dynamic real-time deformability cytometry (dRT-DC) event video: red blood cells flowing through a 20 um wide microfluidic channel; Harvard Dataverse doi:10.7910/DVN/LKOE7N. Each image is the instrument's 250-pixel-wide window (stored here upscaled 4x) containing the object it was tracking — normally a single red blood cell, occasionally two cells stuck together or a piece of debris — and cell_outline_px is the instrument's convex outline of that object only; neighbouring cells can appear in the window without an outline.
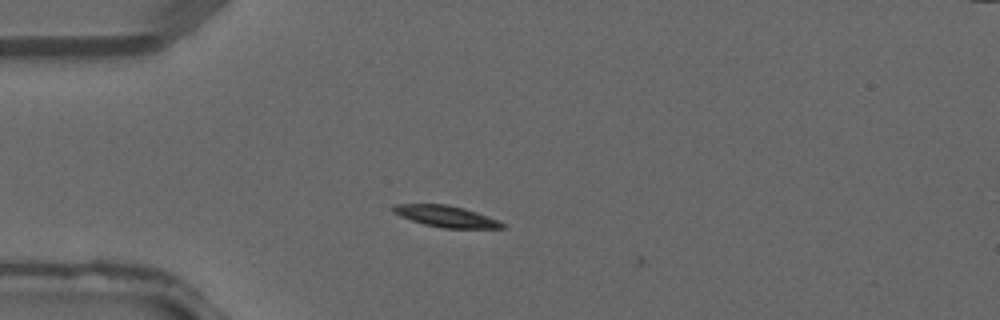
{"species": "common noctule bat (a hibernating species)", "species_latin": "Nyctalus noctula", "temperature_condition": "warm", "stored_images_in_passage": 3, "camera_frame_rate_fps": 3000, "um_per_image_px": 0.085, "animal": {"sex": "male", "forearm_length_mm": 52.5}, "frame": {"image": 1, "passage_image": 2, "time_ms": 0.333, "image_size_px": [1000, 320], "cell_outline_px": [[504, 228], [444, 228], [424, 224], [400, 216], [392, 212], [392, 204], [448, 204], [464, 208], [500, 220], [504, 224]], "centroid_in_image_um": [37.9, 18.38], "position_along_channel_um": 47.1, "area_um2": 13.58}}